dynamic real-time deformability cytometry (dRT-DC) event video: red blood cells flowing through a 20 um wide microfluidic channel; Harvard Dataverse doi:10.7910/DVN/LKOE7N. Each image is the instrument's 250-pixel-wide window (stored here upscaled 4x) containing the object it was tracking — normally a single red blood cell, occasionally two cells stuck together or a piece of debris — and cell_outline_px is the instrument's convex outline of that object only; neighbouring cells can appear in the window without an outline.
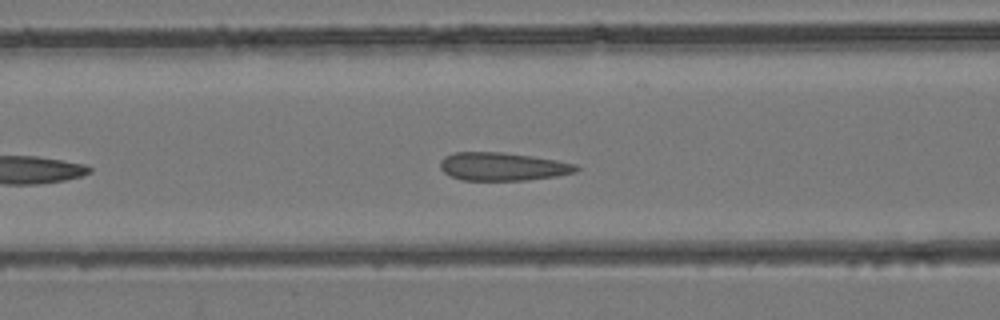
{"species": "common noctule bat (a hibernating species)", "species_latin": "Nyctalus noctula", "temperature_condition": "room temperature", "stored_images_in_passage": 29, "camera_frame_rate_fps": 3000, "um_per_image_px": 0.085, "animal": {"sex": "female", "body_mass_g": 24.6, "forearm_length_mm": 56.2}, "frame": {"image": 1, "passage_image": 8, "time_ms": 2.333, "image_size_px": [1000, 320], "cell_outline_px": [[580, 168], [576, 172], [556, 176], [524, 180], [464, 180], [452, 176], [444, 172], [440, 168], [440, 160], [444, 156], [452, 152], [504, 152], [532, 156], [556, 160], [576, 164]], "centroid_in_image_um": [42.71, 14.14], "position_along_channel_um": 123.9, "area_um2": 22.31}}
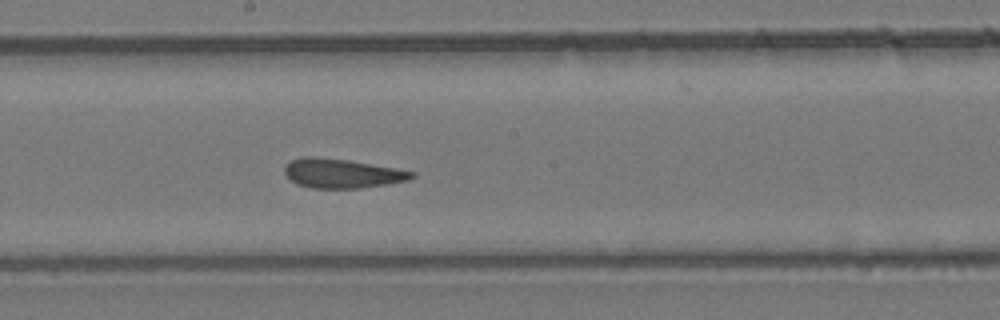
{"frame": {"image": 2, "passage_image": 14, "time_ms": 4.333, "image_size_px": [1000, 320], "cell_outline_px": [[416, 176], [408, 180], [388, 184], [360, 188], [312, 188], [296, 184], [284, 172], [284, 168], [292, 160], [300, 156], [316, 156], [348, 160], [396, 168], [416, 172]], "centroid_in_image_um": [29.08, 14.73], "position_along_channel_um": 219.1, "area_um2": 21.73}}
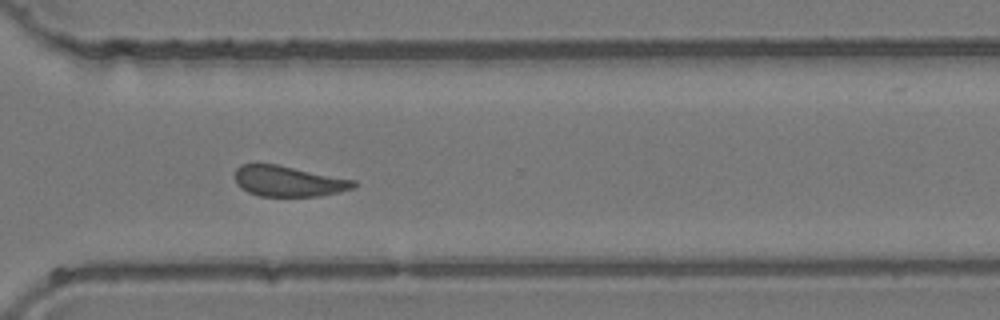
{"frame": {"image": 3, "passage_image": 22, "time_ms": 7.0, "image_size_px": [1000, 320], "cell_outline_px": [[356, 188], [340, 192], [320, 196], [260, 196], [248, 192], [236, 184], [236, 168], [240, 164], [276, 164], [356, 180]], "centroid_in_image_um": [24.55, 15.41], "position_along_channel_um": 346.1, "area_um2": 21.21}}